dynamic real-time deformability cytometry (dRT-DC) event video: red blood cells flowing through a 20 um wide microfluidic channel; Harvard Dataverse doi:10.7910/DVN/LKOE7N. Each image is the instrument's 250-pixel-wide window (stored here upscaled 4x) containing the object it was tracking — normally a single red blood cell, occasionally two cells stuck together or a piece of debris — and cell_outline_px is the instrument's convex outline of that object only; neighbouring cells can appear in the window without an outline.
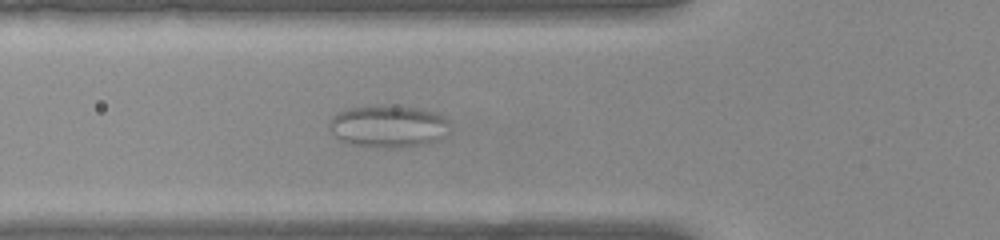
{"species": "common noctule bat (a hibernating species)", "species_latin": "Nyctalus noctula", "temperature_condition": "warm", "stored_images_in_passage": 54, "camera_frame_rate_fps": 3000, "um_per_image_px": 0.085, "animal": {"sex": "female", "body_mass_g": 22.0, "forearm_length_mm": 56.7}, "frame": {"image": 1, "passage_image": 19, "time_ms": 6.0, "image_size_px": [1000, 240], "cell_outline_px": [[448, 124], [440, 140], [432, 144], [400, 148], [376, 148], [352, 144], [336, 140], [328, 128], [328, 124], [332, 116], [340, 112], [352, 108], [384, 104], [420, 108], [440, 112], [448, 120]], "centroid_in_image_um": [33.0, 10.75], "position_along_channel_um": 92.8, "area_um2": 30.46}}
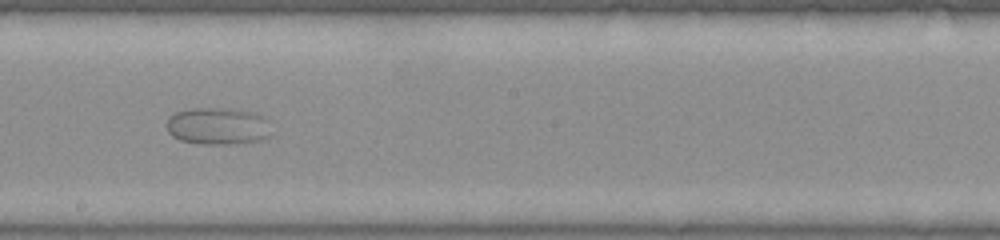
{"frame": {"image": 2, "passage_image": 30, "time_ms": 9.667, "image_size_px": [1000, 240], "cell_outline_px": [[272, 136], [264, 140], [228, 144], [200, 144], [180, 140], [172, 136], [168, 132], [168, 116], [176, 112], [192, 108], [232, 108], [256, 112], [268, 120]], "centroid_in_image_um": [18.56, 10.71], "position_along_channel_um": 229.6, "area_um2": 23.06}}
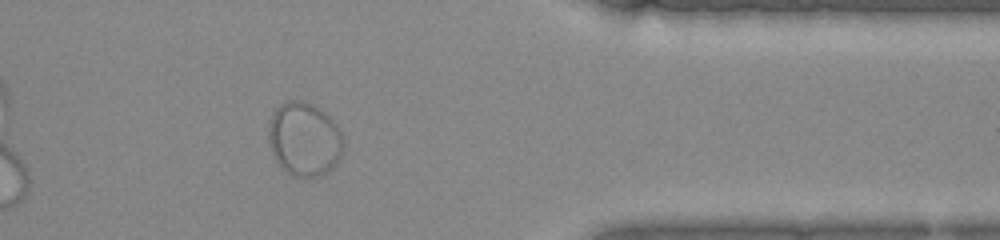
{"frame": {"image": 3, "passage_image": 44, "time_ms": 14.333, "image_size_px": [1000, 240], "cell_outline_px": [[344, 144], [340, 160], [332, 168], [320, 176], [292, 176], [276, 160], [272, 152], [268, 140], [268, 124], [272, 112], [280, 104], [288, 100], [300, 100], [312, 104], [320, 108], [340, 128], [344, 136]], "centroid_in_image_um": [25.88, 11.8], "position_along_channel_um": 385.5, "area_um2": 32.48}}